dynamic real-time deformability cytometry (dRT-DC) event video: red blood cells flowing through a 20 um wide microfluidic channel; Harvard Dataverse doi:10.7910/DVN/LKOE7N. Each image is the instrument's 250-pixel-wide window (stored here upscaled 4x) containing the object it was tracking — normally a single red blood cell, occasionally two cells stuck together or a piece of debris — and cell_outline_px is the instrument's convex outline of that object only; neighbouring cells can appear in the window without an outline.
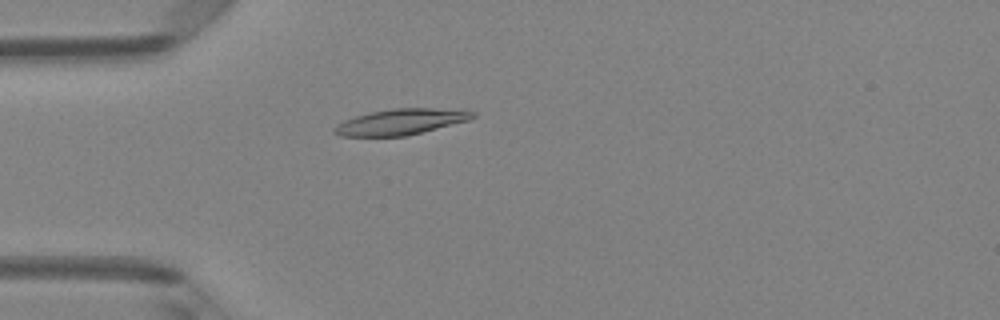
{"species": "Egyptian fruit bat (a non-hibernating species)", "species_latin": "Rousettus aegyptiacus", "temperature_condition": "room temperature", "stored_images_in_passage": 4, "camera_frame_rate_fps": 3000, "um_per_image_px": 0.085, "animal": {"sex": "female"}, "frame": {"image": 1, "passage_image": 4, "time_ms": 1.0, "image_size_px": [1000, 320], "cell_outline_px": [[476, 116], [468, 120], [404, 136], [340, 136], [332, 132], [332, 128], [336, 124], [344, 120], [368, 112], [392, 108], [464, 108], [476, 112]], "centroid_in_image_um": [34.08, 10.33], "position_along_channel_um": 50.9, "area_um2": 21.04}}